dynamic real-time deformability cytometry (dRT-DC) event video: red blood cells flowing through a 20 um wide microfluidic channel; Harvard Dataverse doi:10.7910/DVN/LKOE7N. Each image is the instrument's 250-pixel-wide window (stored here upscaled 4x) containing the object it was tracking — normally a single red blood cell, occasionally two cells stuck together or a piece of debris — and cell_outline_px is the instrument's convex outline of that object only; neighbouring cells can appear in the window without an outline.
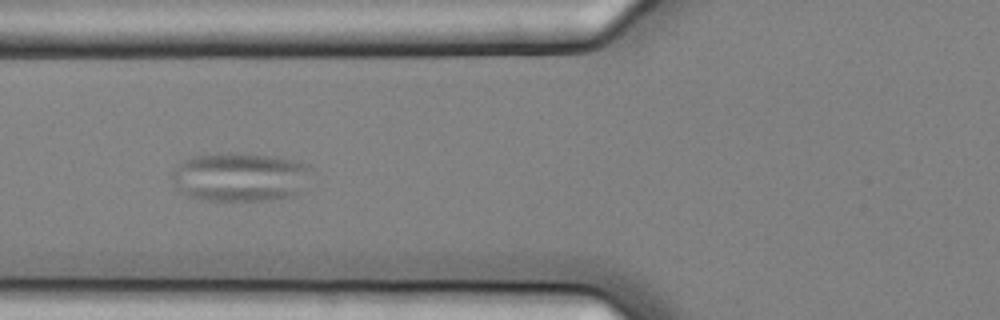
{"species": "common noctule bat (a hibernating species)", "species_latin": "Nyctalus noctula", "temperature_condition": "cold", "stored_images_in_passage": 9, "camera_frame_rate_fps": 3000, "um_per_image_px": 0.085, "animal": {"sex": "female", "body_mass_g": 25.1}, "frame": {"image": 1, "passage_image": 4, "time_ms": 1.0, "image_size_px": [1000, 320], "cell_outline_px": [[308, 168], [300, 192], [292, 196], [272, 200], [208, 200], [188, 196], [180, 192], [172, 180], [172, 172], [184, 160], [196, 156], [216, 152], [236, 152], [276, 156], [308, 164]], "centroid_in_image_um": [20.35, 15.03], "position_along_channel_um": 105.5, "area_um2": 39.48}}